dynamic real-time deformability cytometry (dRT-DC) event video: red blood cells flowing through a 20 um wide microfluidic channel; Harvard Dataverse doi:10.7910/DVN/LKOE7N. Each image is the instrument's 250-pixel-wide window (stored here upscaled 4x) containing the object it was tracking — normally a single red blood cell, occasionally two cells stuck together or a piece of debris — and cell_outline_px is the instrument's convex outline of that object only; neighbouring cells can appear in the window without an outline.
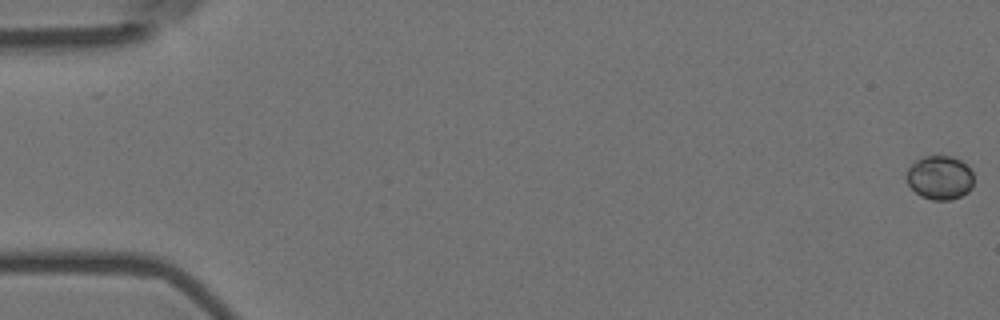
{"species": "Egyptian fruit bat (a non-hibernating species)", "species_latin": "Rousettus aegyptiacus", "temperature_condition": "room temperature", "stored_images_in_passage": 57, "camera_frame_rate_fps": 3000, "um_per_image_px": 0.085, "animal": {"sex": "female"}, "frame": {"image": 1, "passage_image": 1, "time_ms": 0.0, "image_size_px": [1000, 320], "cell_outline_px": [[972, 188], [968, 192], [952, 200], [932, 200], [920, 196], [908, 184], [908, 168], [916, 160], [924, 156], [952, 156], [960, 160], [972, 172]], "centroid_in_image_um": [79.89, 15.11], "position_along_channel_um": 5.1, "area_um2": 16.99}}
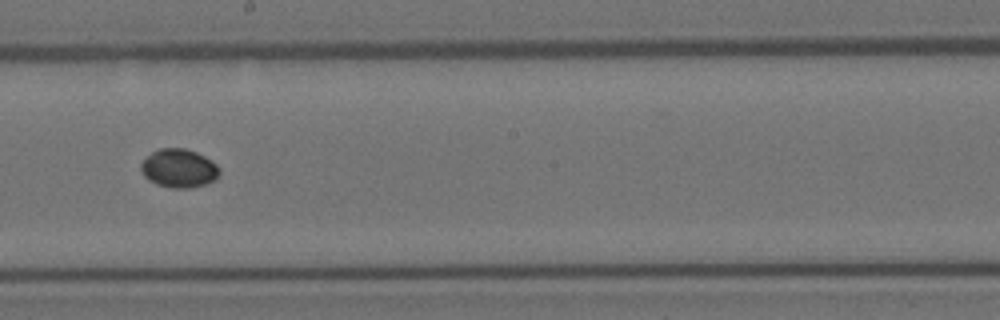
{"frame": {"image": 2, "passage_image": 33, "time_ms": 10.667, "image_size_px": [1000, 320], "cell_outline_px": [[220, 172], [212, 180], [204, 184], [188, 188], [172, 188], [156, 184], [148, 180], [144, 176], [140, 168], [140, 164], [152, 152], [160, 148], [184, 148], [196, 152], [204, 156], [216, 164], [220, 168]], "centroid_in_image_um": [15.18, 14.3], "position_along_channel_um": 233.0, "area_um2": 17.46}}
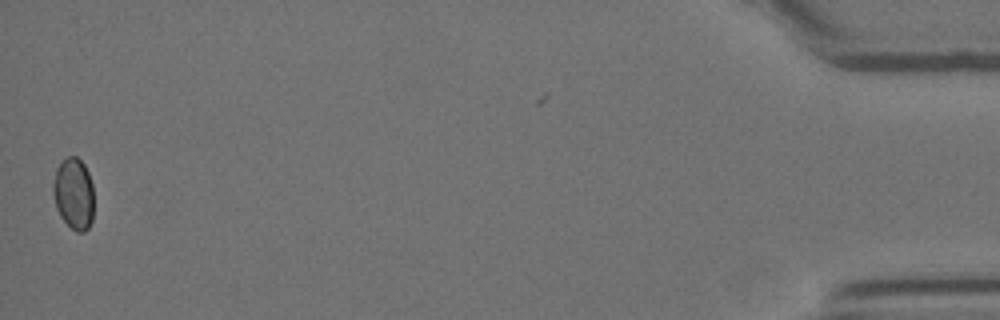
{"frame": {"image": 3, "passage_image": 57, "time_ms": 18.667, "image_size_px": [1000, 320], "cell_outline_px": [[92, 220], [88, 228], [84, 232], [76, 232], [60, 216], [56, 208], [52, 192], [52, 184], [56, 168], [68, 156], [76, 156], [84, 164], [88, 172], [92, 184]], "centroid_in_image_um": [6.24, 16.46], "position_along_channel_um": 429.0, "area_um2": 16.94}}